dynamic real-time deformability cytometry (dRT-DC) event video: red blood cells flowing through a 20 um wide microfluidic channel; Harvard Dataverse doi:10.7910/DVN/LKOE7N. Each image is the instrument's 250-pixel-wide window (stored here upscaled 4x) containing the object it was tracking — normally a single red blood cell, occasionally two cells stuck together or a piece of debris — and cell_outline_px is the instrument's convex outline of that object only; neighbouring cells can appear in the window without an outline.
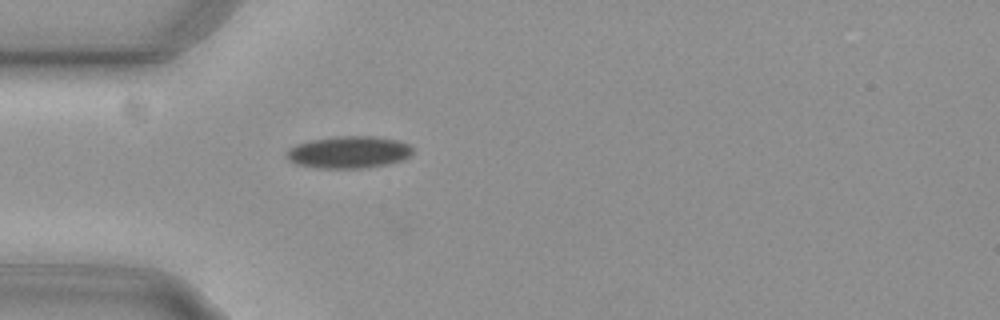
{"species": "common noctule bat (a hibernating species)", "species_latin": "Nyctalus noctula", "temperature_condition": "cold", "stored_images_in_passage": 29, "camera_frame_rate_fps": 3000, "um_per_image_px": 0.085, "animal": {"sex": "female", "body_mass_g": 29.2, "forearm_length_mm": 56.3}, "frame": {"image": 1, "passage_image": 1, "time_ms": 0.0, "image_size_px": [1000, 320], "cell_outline_px": [[412, 152], [404, 160], [388, 164], [360, 168], [320, 168], [296, 164], [288, 160], [284, 156], [288, 148], [296, 144], [312, 140], [336, 136], [376, 136], [400, 140], [408, 144], [412, 148]], "centroid_in_image_um": [29.63, 12.93], "position_along_channel_um": 55.4, "area_um2": 23.76}}
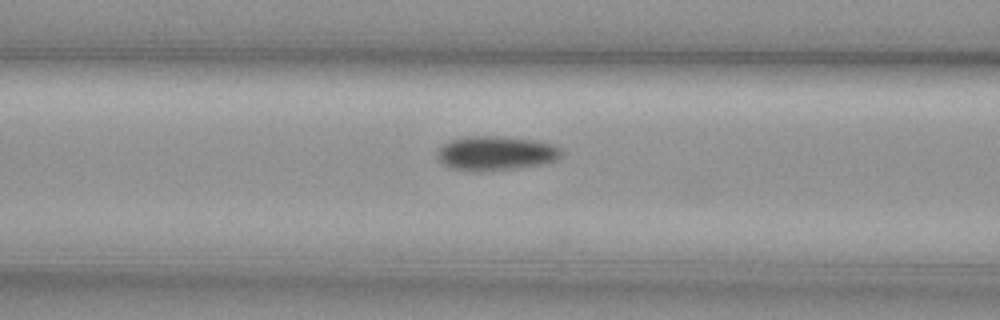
{"frame": {"image": 2, "passage_image": 7, "time_ms": 2.0, "image_size_px": [1000, 320], "cell_outline_px": [[560, 156], [556, 160], [540, 164], [516, 168], [452, 168], [444, 164], [436, 156], [436, 152], [448, 140], [464, 136], [500, 136], [536, 140], [552, 144], [560, 148]], "centroid_in_image_um": [42.15, 12.96], "position_along_channel_um": 124.5, "area_um2": 23.87}}
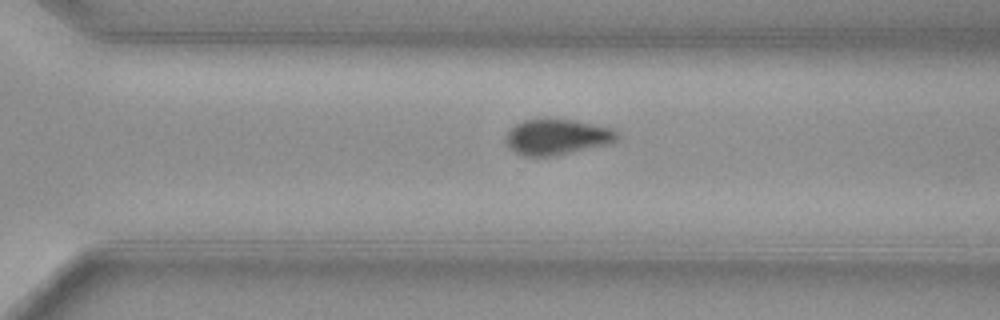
{"frame": {"image": 3, "passage_image": 23, "time_ms": 7.333, "image_size_px": [1000, 320], "cell_outline_px": [[616, 140], [608, 144], [556, 156], [524, 156], [512, 152], [508, 144], [508, 128], [524, 120], [572, 120], [612, 128], [616, 132]], "centroid_in_image_um": [47.32, 11.66], "position_along_channel_um": 323.3, "area_um2": 22.72}, "authors_computed_cell_mechanics": {"area_um2": 24.1604, "velocity_mm_per_s": 3.7474, "shape_relaxation_time_tau1_ms": 5.2384, "shape_relaxation_time_tau2_ms": null, "deformation_change_tau1": 0.1017, "deformation_change_tau2": null}}